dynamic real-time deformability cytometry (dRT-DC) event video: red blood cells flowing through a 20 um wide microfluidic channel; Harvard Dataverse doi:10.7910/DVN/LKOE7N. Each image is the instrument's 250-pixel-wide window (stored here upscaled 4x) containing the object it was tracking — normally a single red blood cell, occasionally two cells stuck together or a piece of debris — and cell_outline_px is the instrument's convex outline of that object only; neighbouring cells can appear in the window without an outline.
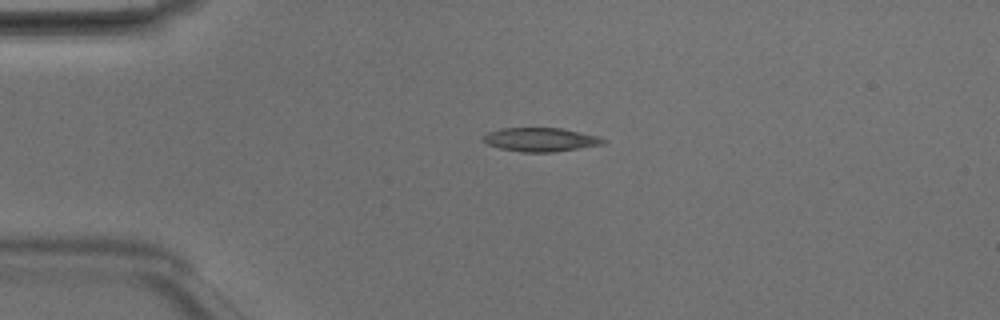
{"species": "Egyptian fruit bat (a non-hibernating species)", "species_latin": "Rousettus aegyptiacus", "temperature_condition": "room temperature", "stored_images_in_passage": 2, "camera_frame_rate_fps": 3000, "um_per_image_px": 0.085, "animal": {"sex": "male"}, "frame": {"image": 1, "passage_image": 2, "time_ms": 0.333, "image_size_px": [1000, 320], "cell_outline_px": [[608, 140], [604, 144], [580, 148], [552, 152], [520, 152], [500, 148], [488, 144], [484, 140], [484, 136], [488, 132], [504, 128], [564, 128], [600, 136]], "centroid_in_image_um": [46.03, 11.86], "position_along_channel_um": 39.0, "area_um2": 16.65}}